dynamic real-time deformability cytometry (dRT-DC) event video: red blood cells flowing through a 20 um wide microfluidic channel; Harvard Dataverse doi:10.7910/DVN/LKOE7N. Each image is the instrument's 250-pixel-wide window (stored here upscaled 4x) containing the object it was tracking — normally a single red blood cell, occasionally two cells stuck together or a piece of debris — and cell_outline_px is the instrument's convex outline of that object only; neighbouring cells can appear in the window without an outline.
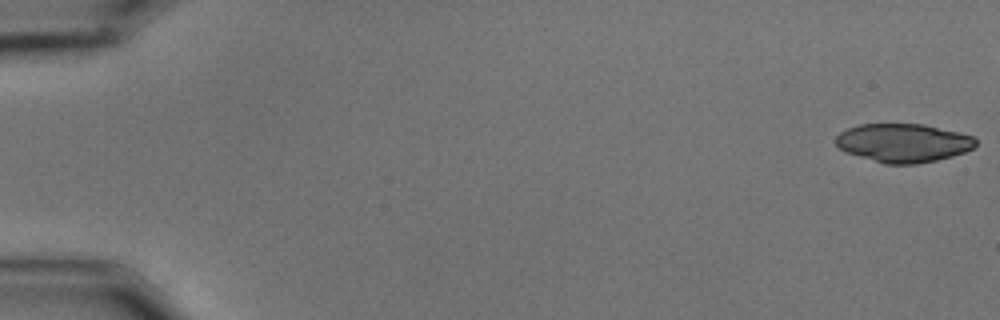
{"species": "common noctule bat (a hibernating species)", "species_latin": "Nyctalus noctula", "temperature_condition": "cold", "stored_images_in_passage": 57, "camera_frame_rate_fps": 3000, "um_per_image_px": 0.085, "animal": {"sex": "male", "body_mass_g": 15.6}, "frame": {"image": 1, "passage_image": 1, "time_ms": 0.0, "image_size_px": [1000, 320], "cell_outline_px": [[976, 144], [972, 148], [964, 152], [952, 156], [936, 160], [916, 164], [884, 164], [848, 152], [840, 148], [836, 144], [836, 136], [840, 132], [848, 128], [860, 124], [924, 124], [960, 132], [972, 136], [976, 140]], "centroid_in_image_um": [76.79, 12.14], "position_along_channel_um": 8.2, "area_um2": 31.27}}